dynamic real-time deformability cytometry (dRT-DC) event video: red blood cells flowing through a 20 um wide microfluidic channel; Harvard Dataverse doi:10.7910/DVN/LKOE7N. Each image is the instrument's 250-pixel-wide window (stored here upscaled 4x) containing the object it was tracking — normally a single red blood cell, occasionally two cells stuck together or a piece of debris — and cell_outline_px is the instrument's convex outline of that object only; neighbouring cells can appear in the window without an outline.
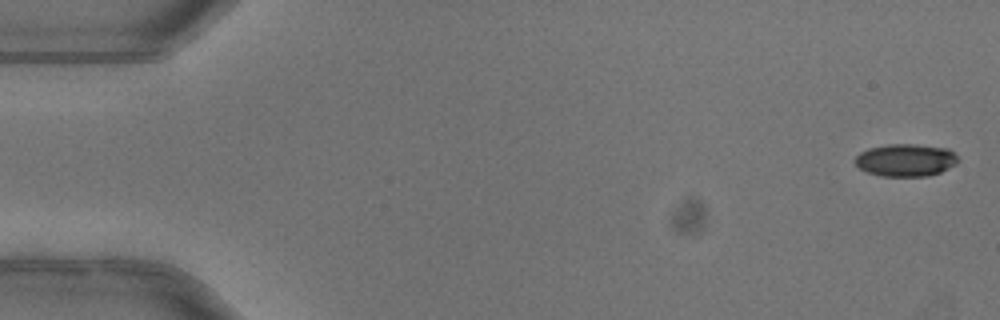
{"species": "common noctule bat (a hibernating species)", "species_latin": "Nyctalus noctula", "temperature_condition": "warm", "stored_images_in_passage": 51, "camera_frame_rate_fps": 3000, "um_per_image_px": 0.085, "animal": {"sex": "female"}, "frame": {"image": 1, "passage_image": 1, "time_ms": 0.0, "image_size_px": [1000, 320], "cell_outline_px": [[956, 164], [940, 172], [928, 176], [880, 176], [868, 172], [860, 168], [856, 164], [856, 156], [860, 152], [868, 148], [888, 144], [916, 144], [948, 148], [956, 156]], "centroid_in_image_um": [76.97, 13.6], "position_along_channel_um": 8.0, "area_um2": 19.36}}
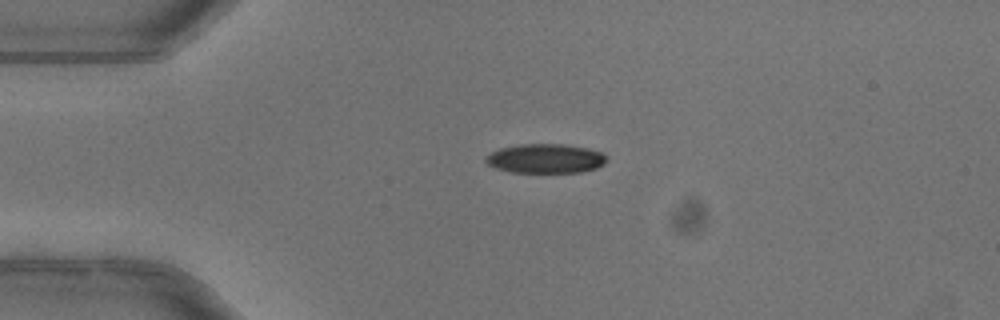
{"frame": {"image": 2, "passage_image": 12, "time_ms": 3.667, "image_size_px": [1000, 320], "cell_outline_px": [[604, 164], [596, 168], [580, 172], [512, 172], [496, 168], [488, 164], [484, 160], [492, 152], [500, 148], [520, 144], [568, 144], [588, 148], [604, 152]], "centroid_in_image_um": [46.38, 13.46], "position_along_channel_um": 38.6, "area_um2": 20.52}, "authors_computed_cell_mechanics": {"area_um2": 22.0218, "velocity_mm_per_s": 4.0354, "shape_relaxation_time_tau1_ms": 5.6783, "shape_relaxation_time_tau2_ms": 2.5195, "deformation_change_tau1": 0.1651, "deformation_change_tau2": 0.0742}}